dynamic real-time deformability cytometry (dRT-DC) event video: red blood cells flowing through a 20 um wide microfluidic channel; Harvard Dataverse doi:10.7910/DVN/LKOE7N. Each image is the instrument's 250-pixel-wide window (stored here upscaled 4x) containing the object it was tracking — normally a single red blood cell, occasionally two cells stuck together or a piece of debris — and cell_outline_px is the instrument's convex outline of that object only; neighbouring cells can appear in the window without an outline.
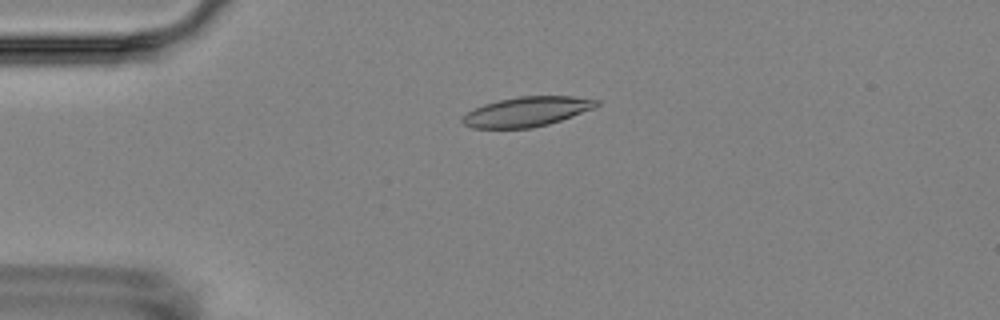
{"species": "Egyptian fruit bat (a non-hibernating species)", "species_latin": "Rousettus aegyptiacus", "temperature_condition": "room temperature", "stored_images_in_passage": 3, "camera_frame_rate_fps": 3000, "um_per_image_px": 0.085, "animal": {"sex": "female"}, "frame": {"image": 1, "passage_image": 1, "time_ms": 0.0, "image_size_px": [1000, 320], "cell_outline_px": [[600, 104], [596, 108], [548, 124], [532, 128], [472, 128], [464, 124], [460, 120], [460, 116], [484, 104], [500, 100], [520, 96], [572, 96], [600, 100]], "centroid_in_image_um": [44.79, 9.49], "position_along_channel_um": 40.2, "area_um2": 23.24}}
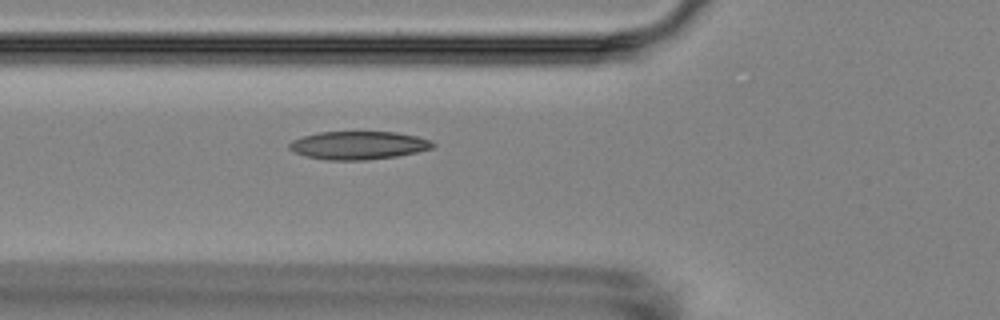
{"frame": {"image": 2, "passage_image": 3, "time_ms": 2.333, "image_size_px": [1000, 320], "cell_outline_px": [[436, 144], [432, 148], [416, 152], [396, 156], [364, 160], [328, 160], [308, 156], [296, 152], [288, 148], [288, 144], [292, 140], [304, 136], [320, 132], [396, 132], [416, 136], [432, 140]], "centroid_in_image_um": [30.49, 12.34], "position_along_channel_um": 95.3, "area_um2": 23.35}}